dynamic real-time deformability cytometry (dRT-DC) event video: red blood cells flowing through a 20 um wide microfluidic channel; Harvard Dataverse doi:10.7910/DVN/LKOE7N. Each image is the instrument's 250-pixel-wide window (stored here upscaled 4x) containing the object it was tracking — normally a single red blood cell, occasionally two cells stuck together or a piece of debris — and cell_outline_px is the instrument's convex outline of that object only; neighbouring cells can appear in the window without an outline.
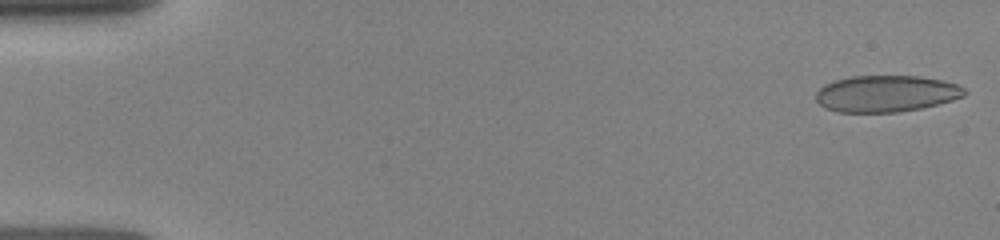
{"species": "human", "species_latin": "Homo sapiens", "temperature_condition": "room temperature", "stored_images_in_passage": 15, "camera_frame_rate_fps": 3000, "um_per_image_px": 0.085, "donor": {"sex": "female"}, "frame": {"image": 1, "passage_image": 1, "time_ms": 0.0, "image_size_px": [1000, 240], "cell_outline_px": [[968, 92], [964, 96], [952, 100], [920, 108], [900, 112], [836, 112], [824, 108], [816, 100], [816, 92], [824, 84], [836, 80], [852, 76], [920, 76], [944, 80], [960, 84]], "centroid_in_image_um": [75.34, 7.95], "position_along_channel_um": 9.7, "area_um2": 31.85}}
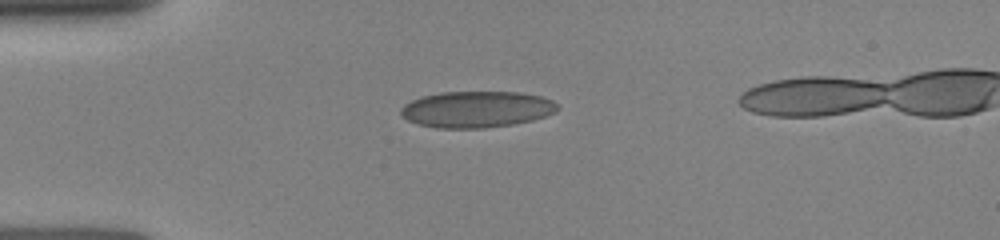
{"frame": {"image": 2, "passage_image": 11, "time_ms": 3.667, "image_size_px": [1000, 240], "cell_outline_px": [[560, 108], [556, 112], [532, 120], [512, 124], [480, 128], [436, 128], [416, 124], [400, 116], [400, 108], [404, 104], [420, 96], [440, 92], [520, 92], [540, 96], [552, 100]], "centroid_in_image_um": [40.47, 9.29], "position_along_channel_um": 44.5, "area_um2": 33.35}}
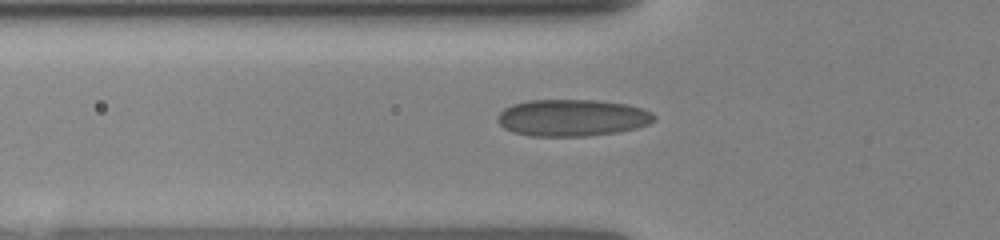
{"frame": {"image": 3, "passage_image": 15, "time_ms": 5.0, "image_size_px": [1000, 240], "cell_outline_px": [[656, 120], [648, 124], [636, 128], [616, 132], [588, 136], [528, 136], [512, 132], [504, 128], [496, 120], [496, 116], [504, 108], [512, 104], [528, 100], [596, 100], [628, 104], [644, 108], [652, 112], [656, 116]], "centroid_in_image_um": [48.63, 10.01], "position_along_channel_um": 77.2, "area_um2": 33.99}}